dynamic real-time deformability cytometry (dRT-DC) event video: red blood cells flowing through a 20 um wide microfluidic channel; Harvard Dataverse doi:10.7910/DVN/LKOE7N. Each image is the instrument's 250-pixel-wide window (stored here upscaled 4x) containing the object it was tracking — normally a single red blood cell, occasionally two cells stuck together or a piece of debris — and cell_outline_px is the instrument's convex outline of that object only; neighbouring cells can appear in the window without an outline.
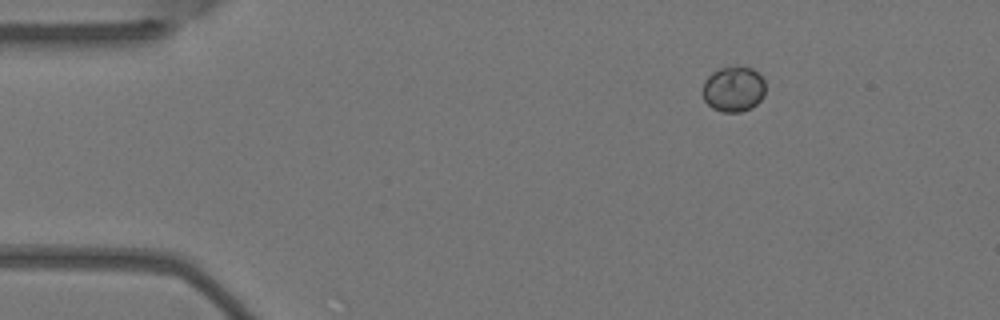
{"species": "Egyptian fruit bat (a non-hibernating species)", "species_latin": "Rousettus aegyptiacus", "temperature_condition": "warm", "stored_images_in_passage": 4, "camera_frame_rate_fps": 3000, "um_per_image_px": 0.085, "animal": {"sex": "female"}, "frame": {"image": 1, "passage_image": 1, "time_ms": 0.0, "image_size_px": [1000, 320], "cell_outline_px": [[764, 96], [752, 108], [740, 112], [724, 112], [712, 108], [704, 100], [700, 92], [704, 80], [712, 72], [720, 68], [736, 64], [752, 68], [764, 80]], "centroid_in_image_um": [62.31, 7.55], "position_along_channel_um": 22.7, "area_um2": 17.05}}
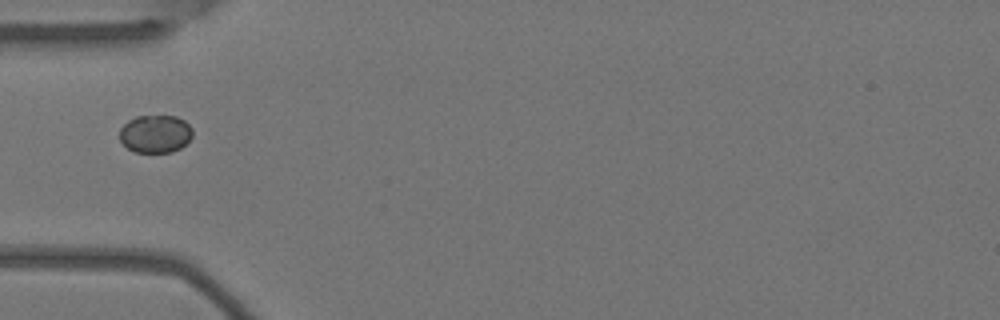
{"frame": {"image": 2, "passage_image": 4, "time_ms": 1.0, "image_size_px": [1000, 320], "cell_outline_px": [[192, 136], [180, 148], [172, 152], [132, 152], [120, 140], [120, 128], [128, 120], [136, 116], [176, 116], [184, 120], [192, 128]], "centroid_in_image_um": [13.19, 11.37], "position_along_channel_um": 71.8, "area_um2": 16.07}}